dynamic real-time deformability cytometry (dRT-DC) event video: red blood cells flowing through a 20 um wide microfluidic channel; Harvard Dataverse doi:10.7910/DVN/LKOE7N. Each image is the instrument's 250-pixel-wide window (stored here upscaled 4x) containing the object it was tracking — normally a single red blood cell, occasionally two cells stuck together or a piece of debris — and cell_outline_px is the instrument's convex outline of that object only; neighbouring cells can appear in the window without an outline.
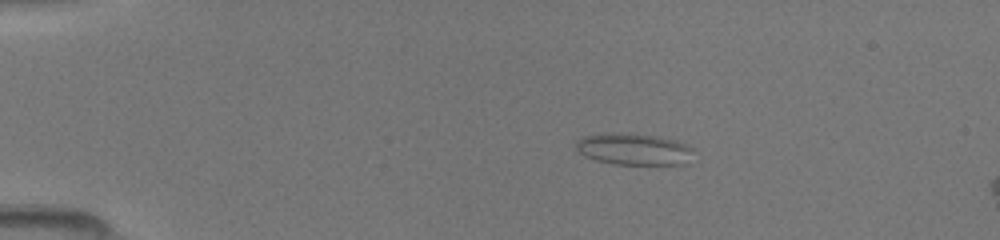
{"species": "common noctule bat (a hibernating species)", "species_latin": "Nyctalus noctula", "temperature_condition": "room temperature", "stored_images_in_passage": 10, "camera_frame_rate_fps": 3000, "um_per_image_px": 0.085, "animal": {"sex": "female", "body_mass_g": 19.5, "forearm_length_mm": 54.1}, "frame": {"image": 1, "passage_image": 2, "time_ms": 0.333, "image_size_px": [1000, 240], "cell_outline_px": [[692, 148], [680, 164], [612, 164], [596, 160], [580, 152], [576, 148], [576, 144], [584, 136], [656, 136], [676, 140]], "centroid_in_image_um": [53.85, 12.73], "position_along_channel_um": 31.1, "area_um2": 19.77}}
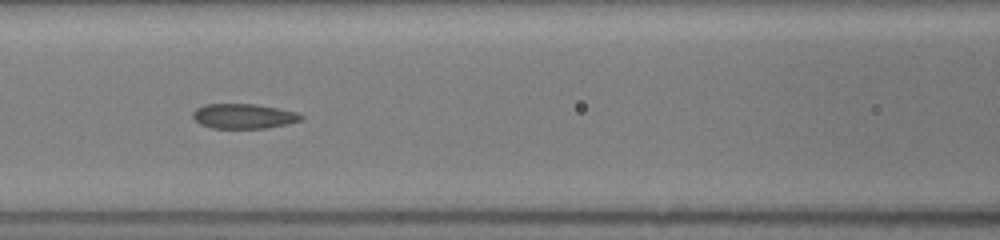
{"frame": {"image": 2, "passage_image": 7, "time_ms": 2.0, "image_size_px": [1000, 240], "cell_outline_px": [[304, 116], [300, 120], [288, 124], [268, 128], [212, 128], [200, 124], [192, 116], [192, 112], [196, 108], [204, 104], [256, 104], [296, 112]], "centroid_in_image_um": [20.69, 9.87], "position_along_channel_um": 145.9, "area_um2": 15.66}}
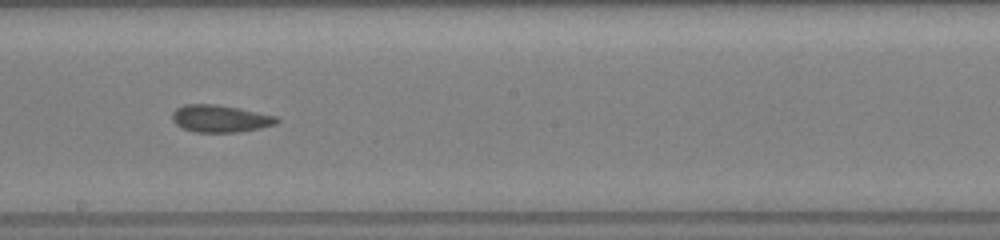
{"frame": {"image": 3, "passage_image": 9, "time_ms": 2.667, "image_size_px": [1000, 240], "cell_outline_px": [[280, 120], [276, 124], [260, 128], [236, 132], [196, 132], [184, 128], [176, 124], [172, 120], [172, 112], [176, 108], [184, 104], [216, 104], [240, 108], [276, 116]], "centroid_in_image_um": [18.71, 10.07], "position_along_channel_um": 229.5, "area_um2": 16.59}}